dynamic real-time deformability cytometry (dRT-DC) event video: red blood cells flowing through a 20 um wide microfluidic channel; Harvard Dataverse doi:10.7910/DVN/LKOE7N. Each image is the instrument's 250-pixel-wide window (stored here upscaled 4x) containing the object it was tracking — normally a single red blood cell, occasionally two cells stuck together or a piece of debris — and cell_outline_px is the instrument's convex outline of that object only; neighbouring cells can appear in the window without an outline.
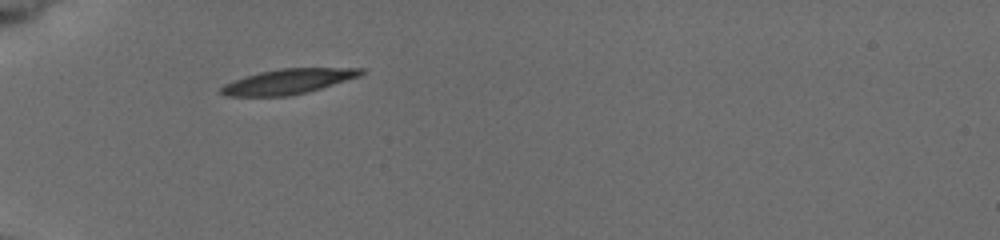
{"species": "common noctule bat (a hibernating species)", "species_latin": "Nyctalus noctula", "temperature_condition": "cold", "stored_images_in_passage": 2, "camera_frame_rate_fps": 3000, "um_per_image_px": 0.085, "animal": {"sex": "female", "body_mass_g": 19.5, "forearm_length_mm": 54.1}, "frame": {"image": 1, "passage_image": 1, "time_ms": 0.0, "image_size_px": [1000, 240], "cell_outline_px": [[364, 72], [360, 76], [320, 88], [288, 96], [224, 96], [220, 92], [220, 88], [224, 84], [244, 76], [260, 72], [280, 68], [364, 68]], "centroid_in_image_um": [24.45, 6.92], "position_along_channel_um": 60.5, "area_um2": 20.23}}
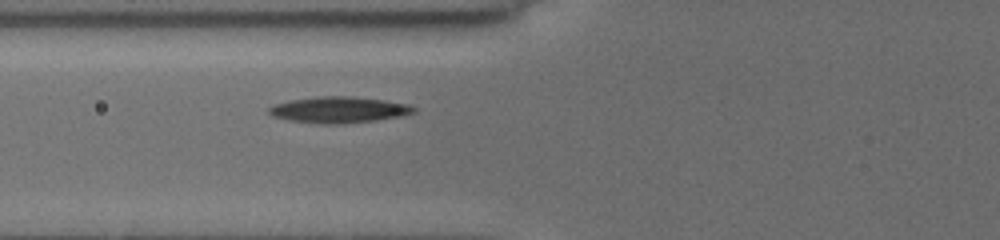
{"frame": {"image": 2, "passage_image": 2, "time_ms": 1.333, "image_size_px": [1000, 240], "cell_outline_px": [[416, 112], [400, 116], [372, 120], [340, 124], [320, 124], [288, 120], [272, 116], [268, 112], [268, 108], [272, 104], [288, 100], [316, 96], [348, 96], [384, 100], [408, 104], [416, 108]], "centroid_in_image_um": [28.73, 9.32], "position_along_channel_um": 97.1, "area_um2": 22.14}}